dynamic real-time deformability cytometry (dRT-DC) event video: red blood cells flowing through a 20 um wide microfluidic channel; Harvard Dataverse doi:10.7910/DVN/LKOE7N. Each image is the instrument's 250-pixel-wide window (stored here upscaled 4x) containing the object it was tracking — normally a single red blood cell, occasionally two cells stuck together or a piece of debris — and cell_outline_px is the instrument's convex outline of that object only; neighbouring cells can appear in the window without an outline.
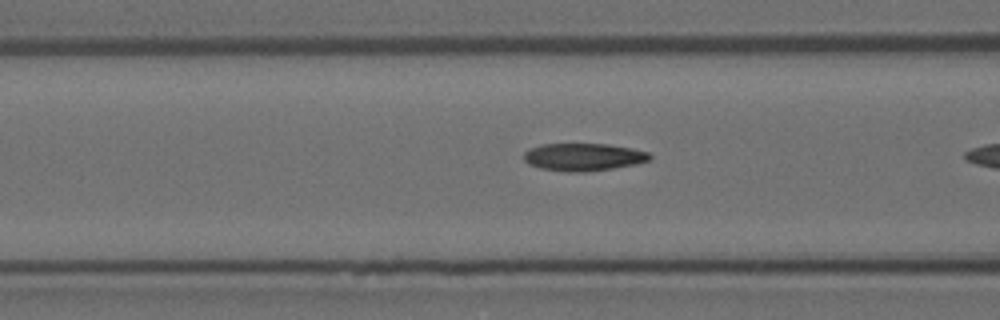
{"species": "Egyptian fruit bat (a non-hibernating species)", "species_latin": "Rousettus aegyptiacus", "temperature_condition": "room temperature", "stored_images_in_passage": 12, "camera_frame_rate_fps": 3000, "um_per_image_px": 0.085, "animal": {"sex": "female"}, "frame": {"image": 1, "passage_image": 7, "time_ms": 2.0, "image_size_px": [1000, 320], "cell_outline_px": [[652, 160], [636, 164], [612, 168], [584, 172], [568, 172], [540, 168], [528, 164], [524, 160], [524, 152], [528, 148], [544, 144], [608, 144], [632, 148], [648, 152], [652, 156]], "centroid_in_image_um": [49.6, 13.34], "position_along_channel_um": 117.0, "area_um2": 20.35}}
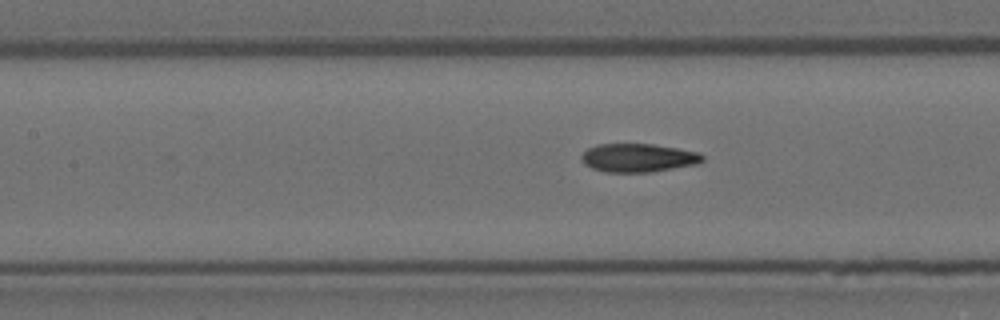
{"frame": {"image": 2, "passage_image": 10, "time_ms": 3.0, "image_size_px": [1000, 320], "cell_outline_px": [[704, 160], [696, 164], [652, 172], [604, 172], [592, 168], [584, 164], [580, 160], [580, 156], [588, 148], [596, 144], [652, 144], [700, 152], [704, 156]], "centroid_in_image_um": [54.22, 13.41], "position_along_channel_um": 153.2, "area_um2": 20.17}}